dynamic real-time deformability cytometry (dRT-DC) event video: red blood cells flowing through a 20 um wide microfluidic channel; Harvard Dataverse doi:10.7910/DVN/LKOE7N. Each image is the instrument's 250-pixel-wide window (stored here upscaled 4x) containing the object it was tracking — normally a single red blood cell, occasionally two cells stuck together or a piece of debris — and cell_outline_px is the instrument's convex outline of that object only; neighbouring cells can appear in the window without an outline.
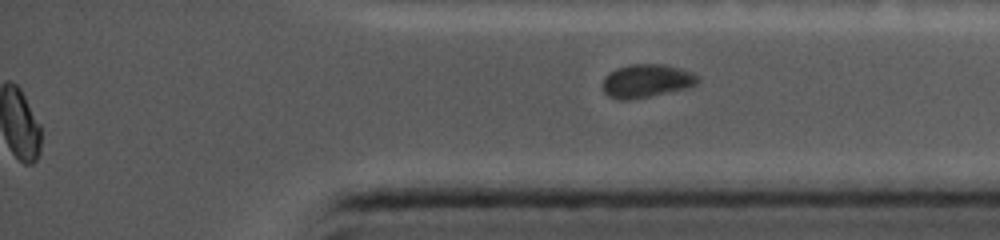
{"species": "common noctule bat (a hibernating species)", "species_latin": "Nyctalus noctula", "temperature_condition": "cold", "stored_images_in_passage": 23, "segment_of_instrument_passage": [2, 2], "camera_frame_rate_fps": 5000, "um_per_image_px": 0.085, "animal": {"sex": "female", "body_mass_g": 19.0, "forearm_length_mm": 56.7}, "frame": {"image": 1, "passage_image": 23, "time_ms": 11.8, "image_size_px": [1000, 240], "cell_outline_px": [[700, 80], [696, 84], [684, 88], [648, 96], [628, 100], [620, 100], [608, 96], [604, 92], [604, 76], [608, 72], [616, 68], [628, 64], [664, 64], [680, 68], [692, 72], [700, 76]], "centroid_in_image_um": [54.94, 6.85], "position_along_channel_um": 380.3, "area_um2": 18.38}}